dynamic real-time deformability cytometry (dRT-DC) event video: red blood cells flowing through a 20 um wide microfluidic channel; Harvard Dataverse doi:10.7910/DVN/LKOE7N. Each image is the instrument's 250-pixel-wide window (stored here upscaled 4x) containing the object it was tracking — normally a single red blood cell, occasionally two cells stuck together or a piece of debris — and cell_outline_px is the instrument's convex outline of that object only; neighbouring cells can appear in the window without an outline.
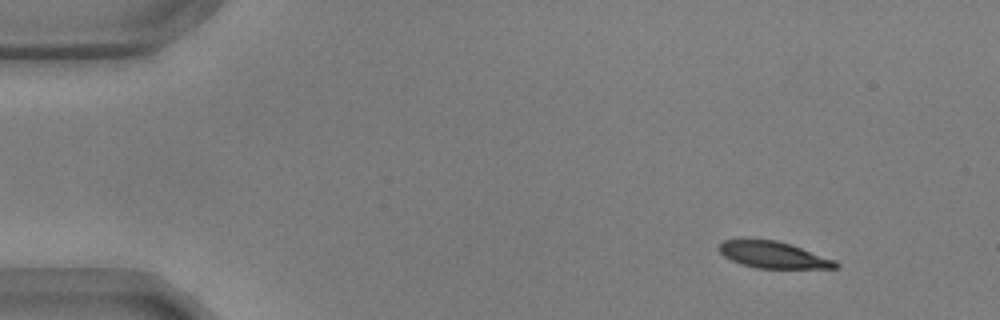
{"species": "common noctule bat (a hibernating species)", "species_latin": "Nyctalus noctula", "temperature_condition": "warm", "stored_images_in_passage": 7, "camera_frame_rate_fps": 3000, "um_per_image_px": 0.085, "animal": {"sex": "male", "body_mass_g": 17.9, "forearm_length_mm": 54.2}, "frame": {"image": 1, "passage_image": 1, "time_ms": 0.0, "image_size_px": [1000, 320], "cell_outline_px": [[840, 268], [756, 268], [740, 264], [724, 256], [716, 248], [724, 240], [776, 240], [792, 244], [836, 260], [840, 264]], "centroid_in_image_um": [65.77, 21.67], "position_along_channel_um": 19.2, "area_um2": 18.09}}